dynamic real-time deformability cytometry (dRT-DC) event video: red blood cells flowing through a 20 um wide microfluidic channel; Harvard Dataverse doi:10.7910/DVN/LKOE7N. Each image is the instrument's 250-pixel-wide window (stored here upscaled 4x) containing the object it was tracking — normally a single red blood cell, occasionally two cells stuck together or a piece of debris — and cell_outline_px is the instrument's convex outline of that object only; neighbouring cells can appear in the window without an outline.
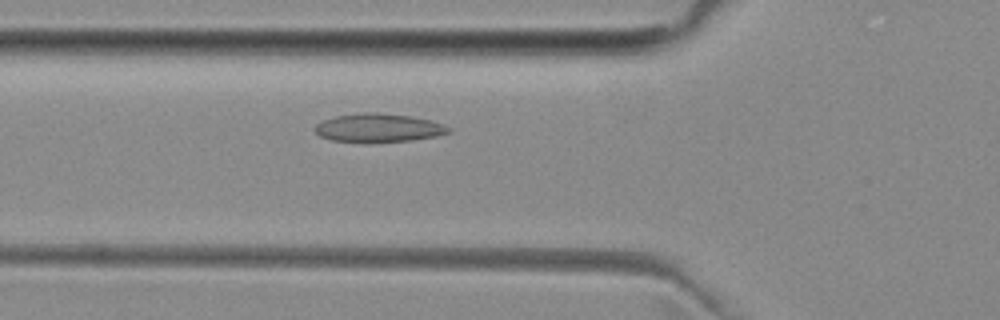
{"species": "common noctule bat (a hibernating species)", "species_latin": "Nyctalus noctula", "temperature_condition": "room temperature", "stored_images_in_passage": 5, "camera_frame_rate_fps": 3000, "um_per_image_px": 0.085, "animal": {"sex": "female", "body_mass_g": 29.2, "forearm_length_mm": 56.3}, "frame": {"image": 1, "passage_image": 5, "time_ms": 6.667, "image_size_px": [1000, 320], "cell_outline_px": [[452, 132], [436, 136], [412, 140], [368, 144], [364, 144], [332, 140], [320, 136], [312, 128], [316, 124], [324, 120], [336, 116], [360, 112], [380, 112], [412, 116], [432, 120], [444, 124], [452, 128]], "centroid_in_image_um": [32.19, 10.88], "position_along_channel_um": 93.6, "area_um2": 23.0}}